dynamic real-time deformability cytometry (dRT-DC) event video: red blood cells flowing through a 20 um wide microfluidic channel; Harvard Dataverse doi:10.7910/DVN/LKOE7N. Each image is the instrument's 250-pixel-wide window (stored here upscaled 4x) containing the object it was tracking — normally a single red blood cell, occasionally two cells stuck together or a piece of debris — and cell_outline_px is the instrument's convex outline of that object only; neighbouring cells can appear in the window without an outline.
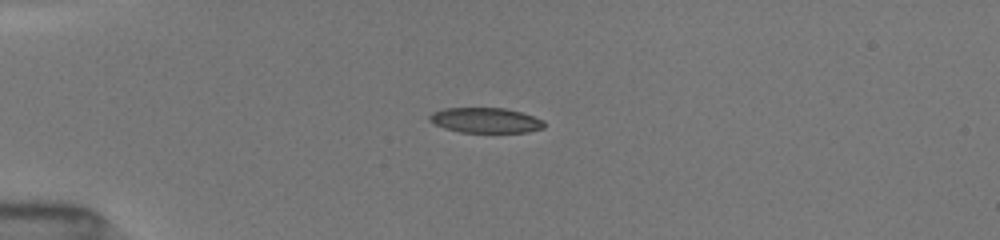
{"species": "common noctule bat (a hibernating species)", "species_latin": "Nyctalus noctula", "temperature_condition": "room temperature", "stored_images_in_passage": 39, "camera_frame_rate_fps": 3000, "um_per_image_px": 0.085, "animal": {"sex": "female", "body_mass_g": 19.5, "forearm_length_mm": 54.1}, "frame": {"image": 1, "passage_image": 1, "time_ms": 0.0, "image_size_px": [1000, 240], "cell_outline_px": [[544, 128], [528, 132], [460, 132], [444, 128], [428, 120], [428, 116], [432, 112], [444, 108], [504, 108], [520, 112], [544, 120]], "centroid_in_image_um": [41.25, 10.22], "position_along_channel_um": 43.7, "area_um2": 16.76}}
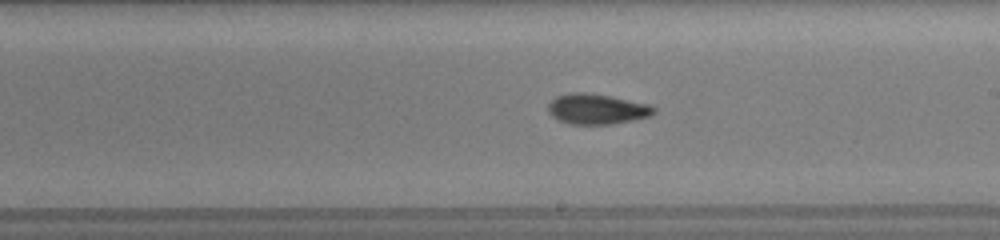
{"frame": {"image": 2, "passage_image": 18, "time_ms": 5.667, "image_size_px": [1000, 240], "cell_outline_px": [[656, 112], [652, 116], [612, 124], [568, 124], [552, 116], [548, 112], [548, 104], [556, 96], [572, 92], [584, 92], [608, 96], [648, 104], [656, 108]], "centroid_in_image_um": [50.73, 9.27], "position_along_channel_um": 238.3, "area_um2": 18.61}}
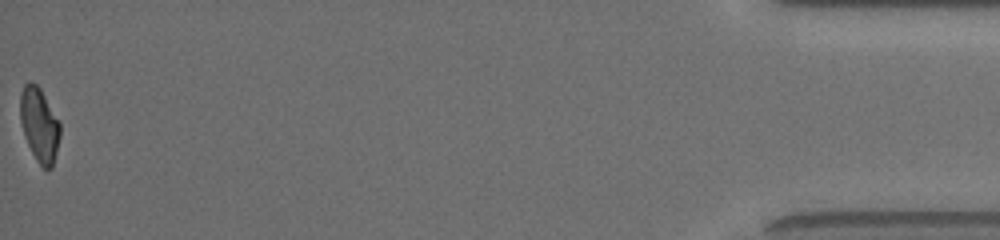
{"frame": {"image": 3, "passage_image": 39, "time_ms": 12.667, "image_size_px": [1000, 240], "cell_outline_px": [[60, 136], [52, 168], [48, 172], [36, 160], [24, 136], [20, 120], [20, 92], [24, 84], [28, 80], [36, 84], [40, 88], [60, 120]], "centroid_in_image_um": [3.35, 10.58], "position_along_channel_um": 431.9, "area_um2": 17.46}, "authors_computed_cell_mechanics": {"area_um2": 17.918, "velocity_mm_per_s": 4.0221, "shape_relaxation_time_tau1_ms": 3.298, "shape_relaxation_time_tau2_ms": 2.7766, "deformation_change_tau1": 0.1323, "deformation_change_tau2": 0.0946}}